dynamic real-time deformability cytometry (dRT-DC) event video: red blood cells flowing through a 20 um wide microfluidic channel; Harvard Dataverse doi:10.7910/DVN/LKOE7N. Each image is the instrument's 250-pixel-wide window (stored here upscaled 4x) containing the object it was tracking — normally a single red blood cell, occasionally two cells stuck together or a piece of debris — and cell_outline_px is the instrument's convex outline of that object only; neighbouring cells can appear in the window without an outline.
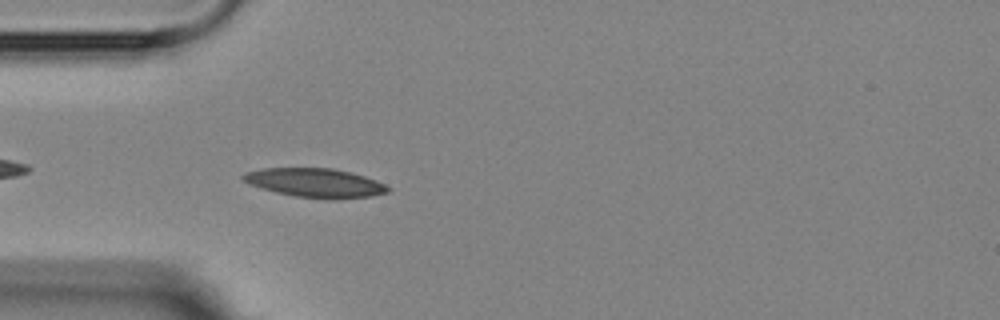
{"species": "Egyptian fruit bat (a non-hibernating species)", "species_latin": "Rousettus aegyptiacus", "temperature_condition": "room temperature", "stored_images_in_passage": 4, "camera_frame_rate_fps": 3000, "um_per_image_px": 0.085, "animal": {"sex": "female"}, "frame": {"image": 1, "passage_image": 4, "time_ms": 3.333, "image_size_px": [1000, 320], "cell_outline_px": [[392, 188], [388, 192], [372, 196], [296, 196], [276, 192], [252, 184], [244, 180], [240, 176], [248, 172], [264, 168], [332, 168], [352, 172], [376, 180]], "centroid_in_image_um": [26.8, 15.49], "position_along_channel_um": 58.2, "area_um2": 23.24}}